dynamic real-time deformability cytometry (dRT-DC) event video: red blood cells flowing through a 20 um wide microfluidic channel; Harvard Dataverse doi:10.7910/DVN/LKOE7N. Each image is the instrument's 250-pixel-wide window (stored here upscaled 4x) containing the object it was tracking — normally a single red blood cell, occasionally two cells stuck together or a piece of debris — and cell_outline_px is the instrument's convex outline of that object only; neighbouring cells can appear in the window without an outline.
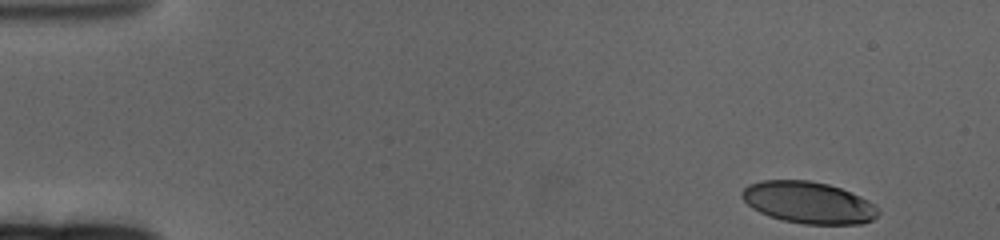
{"species": "human", "species_latin": "Homo sapiens", "temperature_condition": "cold", "stored_images_in_passage": 59, "camera_frame_rate_fps": 3000, "um_per_image_px": 0.085, "donor": {"sex": "female"}, "frame": {"image": 1, "passage_image": 1, "time_ms": 0.0, "image_size_px": [1000, 240], "cell_outline_px": [[880, 212], [872, 220], [860, 224], [804, 224], [784, 220], [768, 216], [752, 208], [740, 196], [740, 192], [748, 184], [760, 180], [808, 180], [828, 184], [840, 188], [860, 196], [876, 204], [880, 208]], "centroid_in_image_um": [68.72, 17.21], "position_along_channel_um": 16.3, "area_um2": 33.35}}
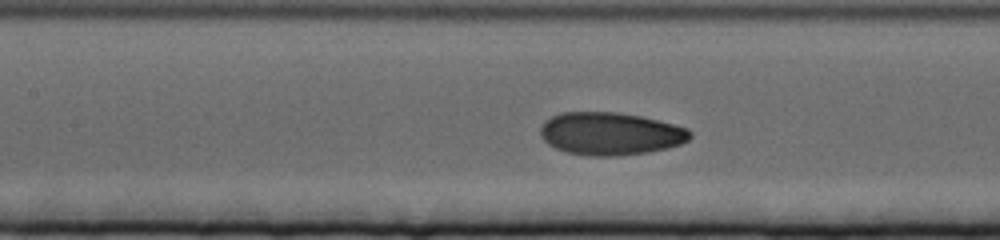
{"frame": {"image": 2, "passage_image": 25, "time_ms": 8.0, "image_size_px": [1000, 240], "cell_outline_px": [[692, 136], [688, 140], [680, 144], [648, 152], [616, 156], [588, 156], [568, 152], [556, 148], [548, 144], [540, 136], [540, 128], [544, 120], [560, 112], [616, 112], [640, 116], [688, 128], [692, 132]], "centroid_in_image_um": [51.85, 11.36], "position_along_channel_um": 155.6, "area_um2": 37.22}}
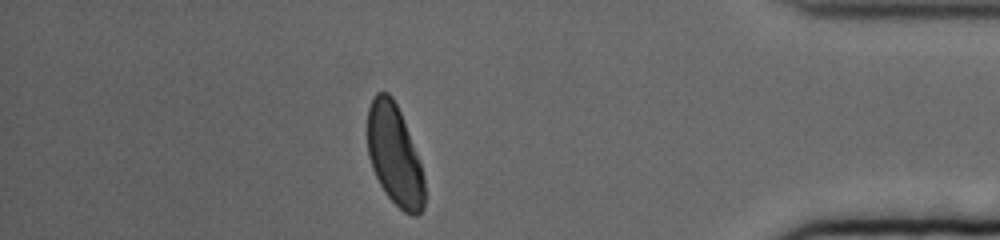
{"frame": {"image": 3, "passage_image": 51, "time_ms": 16.667, "image_size_px": [1000, 240], "cell_outline_px": [[424, 208], [416, 216], [412, 216], [404, 212], [384, 192], [372, 168], [368, 156], [368, 108], [372, 96], [376, 92], [388, 92], [392, 96], [400, 112], [420, 164], [424, 176]], "centroid_in_image_um": [33.52, 13.18], "position_along_channel_um": 401.7, "area_um2": 33.12}, "authors_computed_cell_mechanics": {"area_um2": 35.9516, "velocity_mm_per_s": 3.2451, "shape_relaxation_time_tau1_ms": 3.8093, "shape_relaxation_time_tau2_ms": 1.3344, "deformation_change_tau1": 0.1612, "deformation_change_tau2": 0.0568}}